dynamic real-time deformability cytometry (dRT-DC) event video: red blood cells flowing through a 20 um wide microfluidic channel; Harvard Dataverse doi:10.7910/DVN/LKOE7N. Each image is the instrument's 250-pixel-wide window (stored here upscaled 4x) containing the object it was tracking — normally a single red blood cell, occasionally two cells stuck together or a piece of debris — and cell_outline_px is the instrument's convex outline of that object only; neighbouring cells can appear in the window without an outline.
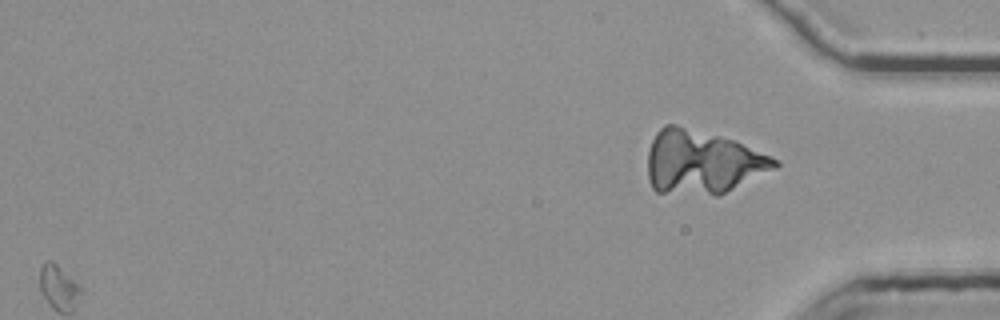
{"species": "common noctule bat (a hibernating species)", "species_latin": "Nyctalus noctula", "temperature_condition": "room temperature", "stored_images_in_passage": 56, "segment_of_instrument_passage": [2, 2], "camera_frame_rate_fps": 3000, "um_per_image_px": 0.085, "animal": {"sex": "female", "body_mass_g": 25.1}, "frame": {"image": 1, "passage_image": 56, "time_ms": 18.333, "image_size_px": [1000, 320], "cell_outline_px": [[780, 164], [776, 168], [720, 196], [716, 196], [656, 192], [652, 188], [648, 180], [648, 152], [652, 140], [656, 132], [660, 128], [668, 124], [676, 124], [720, 136], [732, 140], [772, 156], [780, 160]], "centroid_in_image_um": [59.69, 13.81], "position_along_channel_um": 375.5, "area_um2": 47.45}}